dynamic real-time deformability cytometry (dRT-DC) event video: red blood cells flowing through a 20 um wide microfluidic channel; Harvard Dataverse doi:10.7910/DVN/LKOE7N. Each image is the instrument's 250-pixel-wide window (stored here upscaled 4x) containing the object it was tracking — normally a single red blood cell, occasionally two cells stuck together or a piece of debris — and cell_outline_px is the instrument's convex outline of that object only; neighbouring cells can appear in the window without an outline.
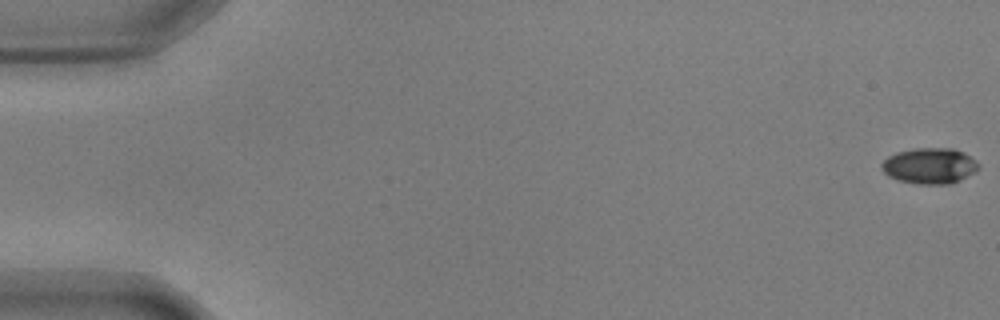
{"species": "common noctule bat (a hibernating species)", "species_latin": "Nyctalus noctula", "temperature_condition": "warm", "stored_images_in_passage": 10, "camera_frame_rate_fps": 3000, "um_per_image_px": 0.085, "animal": {"sex": "male", "body_mass_g": 17.9, "forearm_length_mm": 54.2}, "frame": {"image": 1, "passage_image": 1, "time_ms": 0.0, "image_size_px": [1000, 320], "cell_outline_px": [[980, 168], [960, 180], [948, 184], [920, 184], [900, 180], [888, 176], [880, 168], [880, 164], [888, 156], [896, 152], [916, 148], [952, 148], [964, 152], [976, 160]], "centroid_in_image_um": [79.01, 14.08], "position_along_channel_um": 6.0, "area_um2": 20.23}}